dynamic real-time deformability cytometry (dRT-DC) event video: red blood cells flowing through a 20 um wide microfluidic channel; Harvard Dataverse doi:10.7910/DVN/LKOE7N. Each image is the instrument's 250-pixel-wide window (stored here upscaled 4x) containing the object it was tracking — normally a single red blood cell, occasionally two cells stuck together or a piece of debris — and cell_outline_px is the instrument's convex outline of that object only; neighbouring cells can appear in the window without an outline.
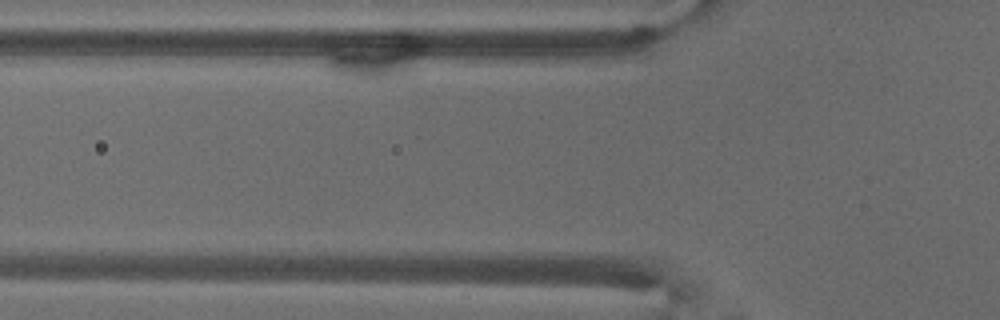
{"species": "common noctule bat (a hibernating species)", "species_latin": "Nyctalus noctula", "temperature_condition": "warm", "stored_images_in_passage": 4, "camera_frame_rate_fps": 3000, "um_per_image_px": 0.085, "animal": {"sex": "male", "body_mass_g": 18.8}, "frame": {"image": 1, "passage_image": 2, "time_ms": 0.333, "image_size_px": [1000, 320], "cell_outline_px": [[604, 48], [576, 56], [476, 64], [424, 56], [424, 52], [428, 44], [604, 44]], "centroid_in_image_um": [43.01, 4.41], "position_along_channel_um": 82.8, "area_um2": 19.07}}